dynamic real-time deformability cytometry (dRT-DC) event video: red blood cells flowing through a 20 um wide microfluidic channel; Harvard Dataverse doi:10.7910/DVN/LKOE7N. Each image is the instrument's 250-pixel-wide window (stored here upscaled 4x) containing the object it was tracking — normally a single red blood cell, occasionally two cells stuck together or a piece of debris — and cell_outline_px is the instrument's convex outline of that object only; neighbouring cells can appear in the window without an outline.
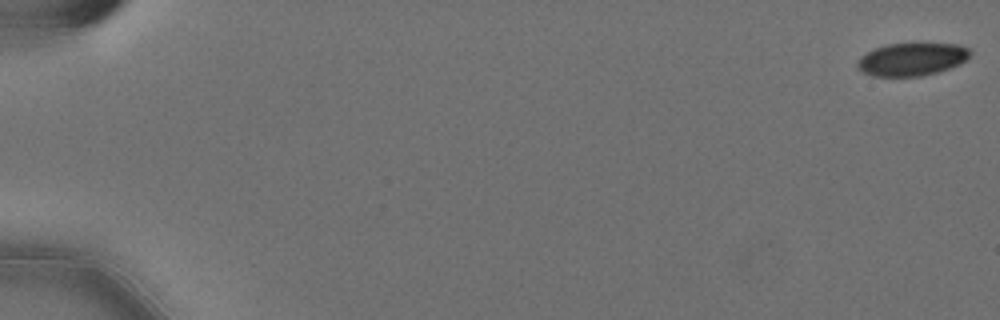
{"species": "Egyptian fruit bat (a non-hibernating species)", "species_latin": "Rousettus aegyptiacus", "temperature_condition": "cold", "stored_images_in_passage": 58, "camera_frame_rate_fps": 3000, "um_per_image_px": 0.085, "animal": {"sex": "female"}, "frame": {"image": 1, "passage_image": 1, "time_ms": 0.0, "image_size_px": [1000, 320], "cell_outline_px": [[968, 56], [960, 64], [936, 72], [920, 76], [872, 76], [856, 68], [856, 64], [860, 56], [876, 48], [888, 44], [956, 44], [968, 48]], "centroid_in_image_um": [77.45, 5.05], "position_along_channel_um": 7.6, "area_um2": 21.15}}
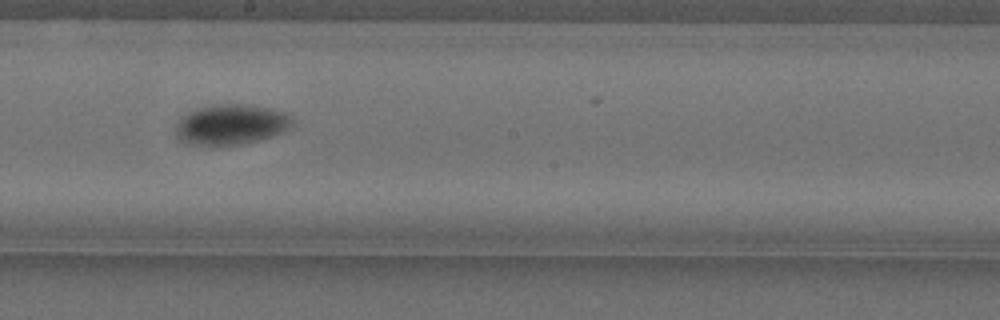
{"frame": {"image": 2, "passage_image": 34, "time_ms": 11.0, "image_size_px": [1000, 320], "cell_outline_px": [[292, 124], [280, 132], [272, 136], [240, 144], [192, 144], [180, 140], [176, 136], [176, 124], [188, 112], [196, 108], [216, 104], [248, 104], [272, 108], [284, 112], [292, 116]], "centroid_in_image_um": [19.63, 10.55], "position_along_channel_um": 228.6, "area_um2": 26.99}}
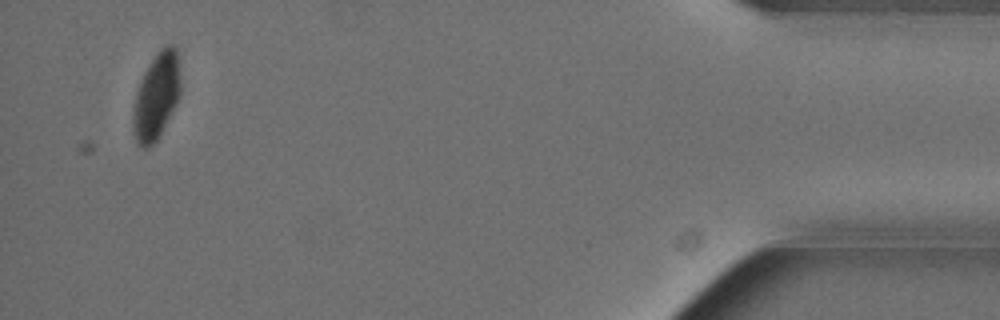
{"frame": {"image": 3, "passage_image": 56, "time_ms": 18.333, "image_size_px": [1000, 320], "cell_outline_px": [[180, 96], [160, 136], [148, 148], [144, 148], [136, 144], [132, 132], [132, 116], [136, 92], [140, 80], [144, 72], [156, 52], [164, 44], [176, 44], [180, 56]], "centroid_in_image_um": [13.31, 8.13], "position_along_channel_um": 421.9, "area_um2": 24.68}, "authors_computed_cell_mechanics": {"area_um2": 24.6806, "velocity_mm_per_s": 3.5653, "shape_relaxation_time_tau1_ms": 9.8919, "shape_relaxation_time_tau2_ms": null, "deformation_change_tau1": 0.1793, "deformation_change_tau2": null}}